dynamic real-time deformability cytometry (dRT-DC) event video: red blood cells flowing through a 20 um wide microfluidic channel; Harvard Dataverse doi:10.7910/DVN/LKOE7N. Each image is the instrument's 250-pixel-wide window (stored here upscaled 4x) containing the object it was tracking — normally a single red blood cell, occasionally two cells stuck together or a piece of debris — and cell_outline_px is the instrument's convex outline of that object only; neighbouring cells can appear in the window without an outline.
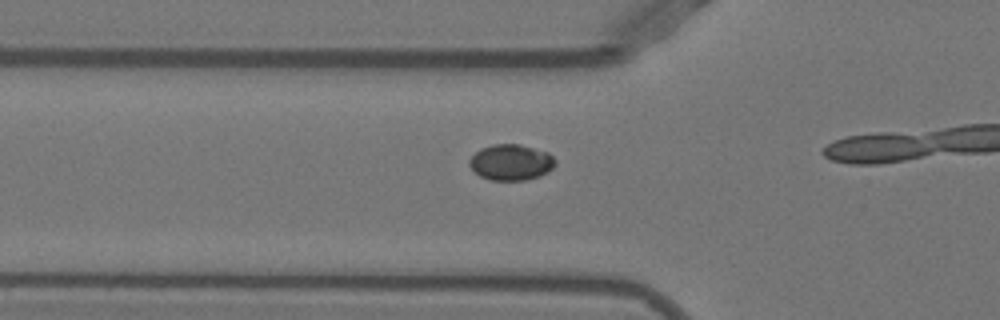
{"species": "Egyptian fruit bat (a non-hibernating species)", "species_latin": "Rousettus aegyptiacus", "temperature_condition": "warm", "stored_images_in_passage": 15, "camera_frame_rate_fps": 3000, "um_per_image_px": 0.085, "animal": {"sex": "female"}, "frame": {"image": 1, "passage_image": 13, "time_ms": 4.0, "image_size_px": [1000, 320], "cell_outline_px": [[556, 164], [548, 172], [540, 176], [524, 180], [488, 180], [480, 176], [468, 164], [468, 160], [480, 148], [492, 144], [520, 144], [548, 152], [556, 160]], "centroid_in_image_um": [43.44, 13.79], "position_along_channel_um": 82.4, "area_um2": 18.09}}